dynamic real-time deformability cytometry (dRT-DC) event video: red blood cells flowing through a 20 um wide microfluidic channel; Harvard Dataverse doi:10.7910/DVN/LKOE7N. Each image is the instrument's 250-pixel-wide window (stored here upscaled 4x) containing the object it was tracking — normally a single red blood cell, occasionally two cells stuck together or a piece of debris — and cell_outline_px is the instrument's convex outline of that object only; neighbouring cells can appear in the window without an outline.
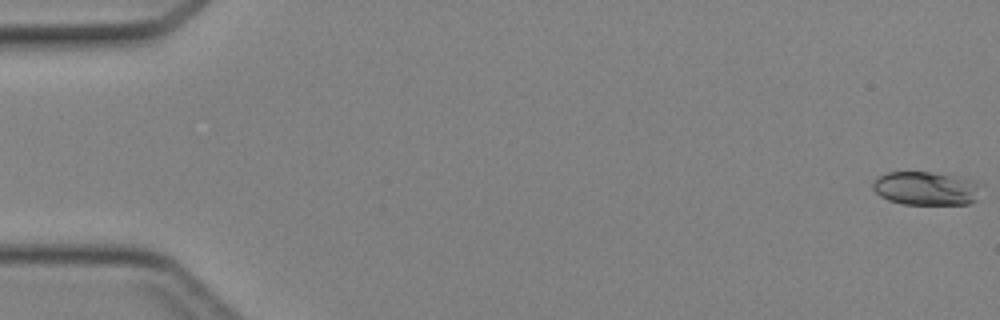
{"species": "Egyptian fruit bat (a non-hibernating species)", "species_latin": "Rousettus aegyptiacus", "temperature_condition": "cold", "stored_images_in_passage": 14, "camera_frame_rate_fps": 3000, "um_per_image_px": 0.085, "animal": {"sex": "female"}, "frame": {"image": 1, "passage_image": 1, "time_ms": 0.0, "image_size_px": [1000, 320], "cell_outline_px": [[984, 184], [976, 200], [968, 204], [904, 204], [888, 200], [880, 196], [872, 188], [872, 180], [888, 172], [932, 172], [960, 176], [976, 180]], "centroid_in_image_um": [78.78, 16.0], "position_along_channel_um": 6.2, "area_um2": 21.68}}
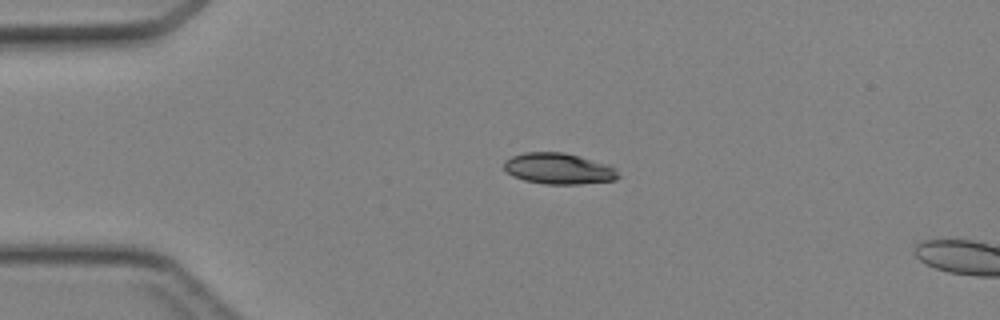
{"frame": {"image": 2, "passage_image": 11, "time_ms": 3.333, "image_size_px": [1000, 320], "cell_outline_px": [[620, 176], [616, 180], [580, 184], [544, 184], [524, 180], [512, 176], [504, 168], [504, 160], [512, 156], [524, 152], [564, 152], [612, 164], [616, 168]], "centroid_in_image_um": [47.53, 14.33], "position_along_channel_um": 37.5, "area_um2": 21.04}}